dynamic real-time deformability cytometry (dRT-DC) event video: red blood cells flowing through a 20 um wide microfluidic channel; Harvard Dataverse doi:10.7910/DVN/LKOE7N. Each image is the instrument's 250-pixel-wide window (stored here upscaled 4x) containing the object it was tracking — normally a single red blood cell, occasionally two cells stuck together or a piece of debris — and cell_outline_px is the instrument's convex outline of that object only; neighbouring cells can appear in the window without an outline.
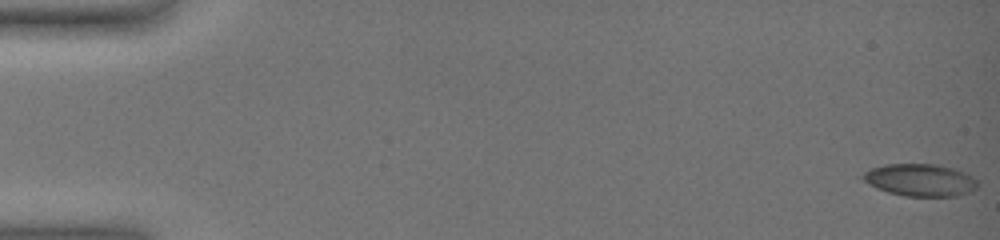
{"species": "common noctule bat (a hibernating species)", "species_latin": "Nyctalus noctula", "temperature_condition": "warm", "stored_images_in_passage": 14, "camera_frame_rate_fps": 3000, "um_per_image_px": 0.085, "animal": {"sex": "female", "body_mass_g": 19.0, "forearm_length_mm": 51.5}, "frame": {"image": 1, "passage_image": 1, "time_ms": 0.0, "image_size_px": [1000, 240], "cell_outline_px": [[976, 188], [968, 192], [956, 196], [904, 196], [888, 192], [876, 188], [868, 184], [856, 176], [872, 168], [884, 164], [940, 164], [964, 172], [972, 176], [976, 180]], "centroid_in_image_um": [78.14, 15.29], "position_along_channel_um": 6.9, "area_um2": 21.73}}